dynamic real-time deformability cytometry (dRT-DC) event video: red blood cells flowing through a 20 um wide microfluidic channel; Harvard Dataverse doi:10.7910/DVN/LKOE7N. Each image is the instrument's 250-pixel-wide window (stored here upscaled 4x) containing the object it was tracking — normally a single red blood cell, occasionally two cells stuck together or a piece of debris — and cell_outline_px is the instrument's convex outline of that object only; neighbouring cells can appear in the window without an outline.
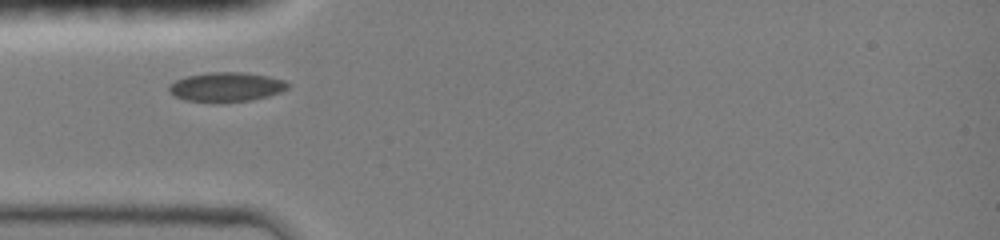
{"species": "common noctule bat (a hibernating species)", "species_latin": "Nyctalus noctula", "temperature_condition": "room temperature", "stored_images_in_passage": 20, "camera_frame_rate_fps": 3000, "um_per_image_px": 0.085, "animal": {"sex": "female", "body_mass_g": 19.0, "forearm_length_mm": 51.5}, "frame": {"image": 1, "passage_image": 1, "time_ms": 0.0, "image_size_px": [1000, 240], "cell_outline_px": [[288, 88], [280, 92], [268, 96], [252, 100], [184, 100], [168, 92], [168, 84], [176, 80], [188, 76], [208, 72], [244, 72], [268, 76], [284, 80], [288, 84]], "centroid_in_image_um": [19.23, 7.35], "position_along_channel_um": 65.8, "area_um2": 19.77}}
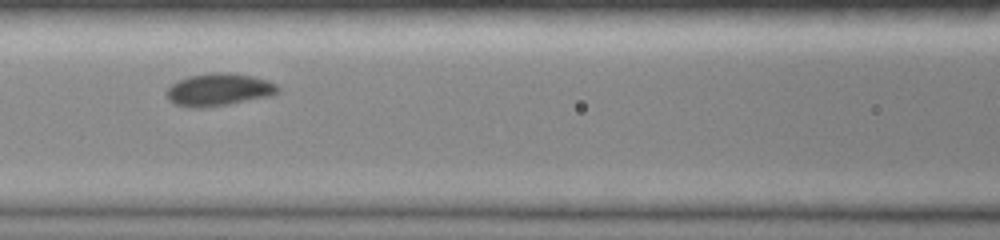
{"frame": {"image": 2, "passage_image": 15, "time_ms": 2.0, "image_size_px": [1000, 240], "cell_outline_px": [[280, 92], [272, 96], [228, 104], [200, 108], [196, 108], [176, 104], [168, 100], [164, 92], [176, 80], [188, 76], [212, 72], [228, 72], [252, 76], [268, 80], [276, 84], [280, 88]], "centroid_in_image_um": [18.6, 7.61], "position_along_channel_um": 148.0, "area_um2": 21.33}}
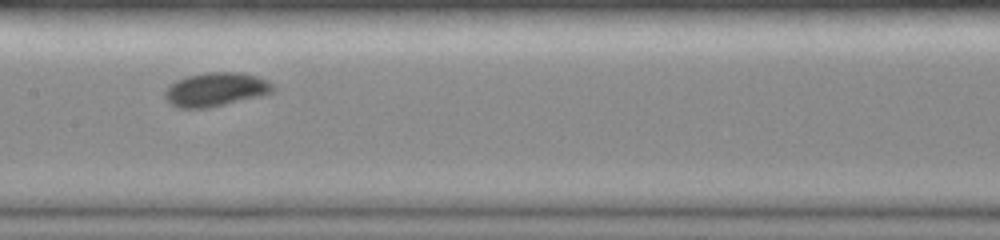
{"frame": {"image": 3, "passage_image": 19, "time_ms": 3.0, "image_size_px": [1000, 240], "cell_outline_px": [[276, 88], [272, 92], [260, 96], [208, 108], [180, 108], [172, 104], [164, 96], [164, 92], [176, 80], [188, 76], [204, 72], [240, 72], [256, 76], [272, 84]], "centroid_in_image_um": [18.34, 7.6], "position_along_channel_um": 189.1, "area_um2": 21.04}}